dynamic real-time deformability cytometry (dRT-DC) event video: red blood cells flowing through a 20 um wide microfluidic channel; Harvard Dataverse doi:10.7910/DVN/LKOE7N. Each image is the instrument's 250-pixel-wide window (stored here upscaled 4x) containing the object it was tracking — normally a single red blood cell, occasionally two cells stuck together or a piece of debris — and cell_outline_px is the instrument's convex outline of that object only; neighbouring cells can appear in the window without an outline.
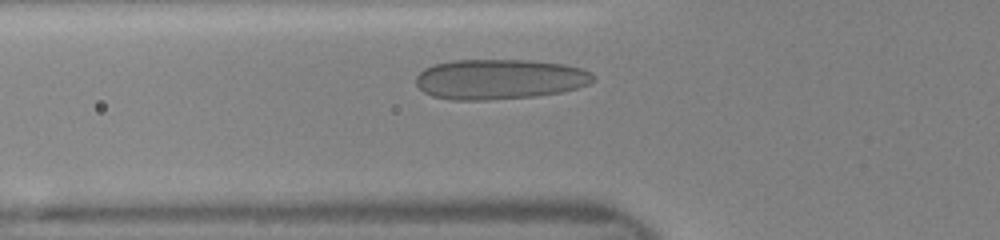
{"species": "human", "species_latin": "Homo sapiens", "temperature_condition": "room temperature", "stored_images_in_passage": 37, "camera_frame_rate_fps": 3000, "um_per_image_px": 0.085, "donor": {"sex": "female"}, "frame": {"image": 1, "passage_image": 6, "time_ms": 1.667, "image_size_px": [1000, 240], "cell_outline_px": [[596, 76], [588, 84], [576, 88], [560, 92], [536, 96], [488, 100], [452, 100], [432, 96], [424, 92], [416, 84], [416, 76], [424, 68], [432, 64], [452, 60], [528, 60], [564, 64], [580, 68], [592, 72]], "centroid_in_image_um": [42.43, 6.73], "position_along_channel_um": 83.4, "area_um2": 41.62}}
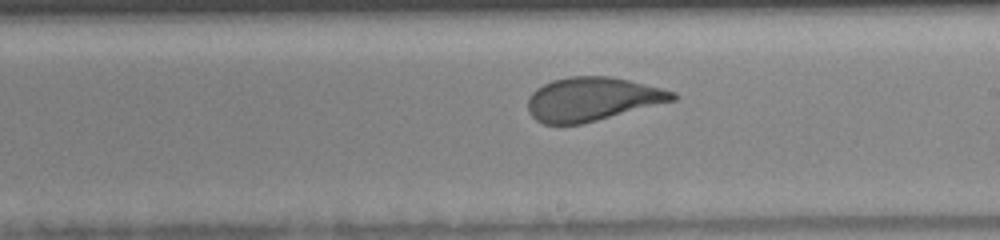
{"frame": {"image": 2, "passage_image": 17, "time_ms": 5.333, "image_size_px": [1000, 240], "cell_outline_px": [[680, 96], [676, 100], [580, 124], [544, 124], [536, 120], [528, 112], [528, 96], [536, 88], [552, 80], [568, 76], [612, 76], [676, 92]], "centroid_in_image_um": [50.32, 8.41], "position_along_channel_um": 238.7, "area_um2": 36.76}}
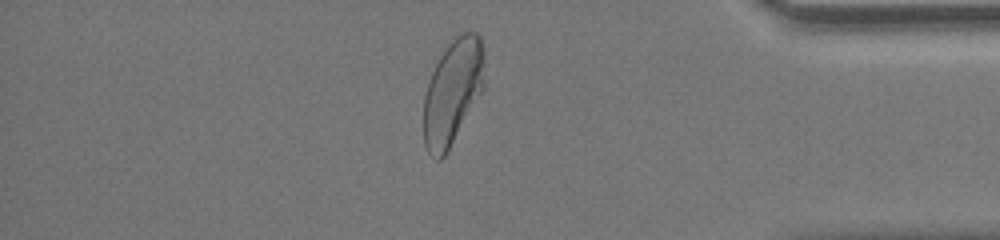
{"frame": {"image": 3, "passage_image": 30, "time_ms": 9.667, "image_size_px": [1000, 240], "cell_outline_px": [[484, 88], [444, 156], [440, 160], [436, 160], [428, 152], [424, 144], [424, 96], [428, 80], [440, 56], [448, 44], [456, 36], [464, 32], [476, 32], [480, 36], [484, 52]], "centroid_in_image_um": [38.48, 7.79], "position_along_channel_um": 396.7, "area_um2": 37.11}}